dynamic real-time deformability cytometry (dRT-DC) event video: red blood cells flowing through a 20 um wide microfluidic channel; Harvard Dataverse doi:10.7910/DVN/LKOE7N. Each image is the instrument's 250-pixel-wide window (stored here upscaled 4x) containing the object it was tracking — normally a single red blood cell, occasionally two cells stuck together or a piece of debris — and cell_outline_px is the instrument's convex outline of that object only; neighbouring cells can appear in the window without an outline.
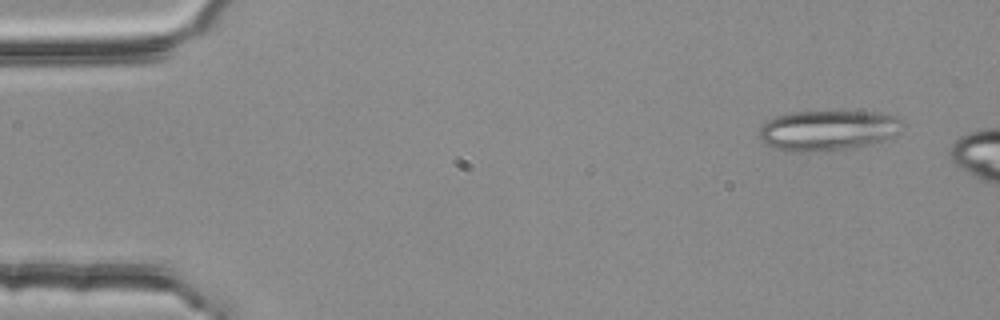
{"species": "common noctule bat (a hibernating species)", "species_latin": "Nyctalus noctula", "temperature_condition": "room temperature", "stored_images_in_passage": 10, "camera_frame_rate_fps": 3000, "um_per_image_px": 0.085, "animal": {"sex": "female", "body_mass_g": 25.1}, "frame": {"image": 1, "passage_image": 4, "time_ms": 1.0, "image_size_px": [1000, 320], "cell_outline_px": [[904, 124], [896, 132], [872, 144], [844, 148], [808, 152], [792, 152], [776, 148], [768, 144], [760, 136], [760, 128], [768, 120], [776, 116], [792, 112], [880, 112], [896, 116], [904, 120]], "centroid_in_image_um": [70.37, 11.06], "position_along_channel_um": 14.6, "area_um2": 32.95}}